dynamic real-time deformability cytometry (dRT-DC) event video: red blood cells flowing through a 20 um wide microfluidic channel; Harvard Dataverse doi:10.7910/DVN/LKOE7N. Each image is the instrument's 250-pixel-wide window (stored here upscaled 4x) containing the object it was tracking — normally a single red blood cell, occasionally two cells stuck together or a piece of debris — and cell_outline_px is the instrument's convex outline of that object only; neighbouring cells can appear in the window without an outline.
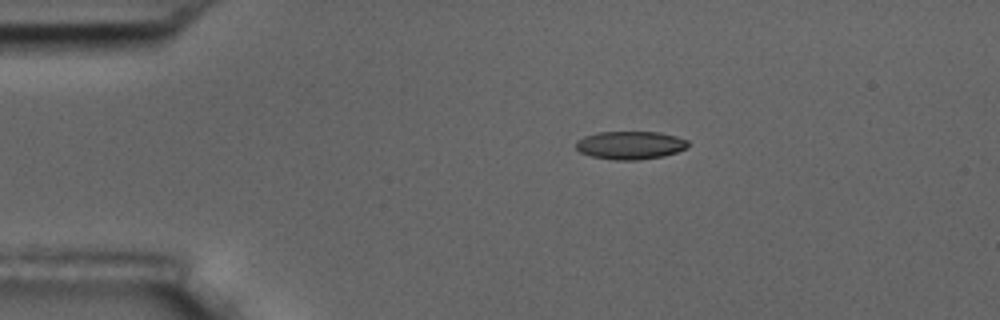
{"species": "common noctule bat (a hibernating species)", "species_latin": "Nyctalus noctula", "temperature_condition": "room temperature", "stored_images_in_passage": 9, "camera_frame_rate_fps": 3000, "um_per_image_px": 0.085, "animal": {"sex": "male", "body_mass_g": 17.5, "forearm_length_mm": 52.3}, "frame": {"image": 1, "passage_image": 1, "time_ms": 0.0, "image_size_px": [1000, 320], "cell_outline_px": [[688, 148], [664, 156], [636, 160], [616, 160], [592, 156], [580, 152], [576, 148], [576, 140], [584, 136], [596, 132], [660, 132], [676, 136], [688, 140]], "centroid_in_image_um": [53.58, 12.33], "position_along_channel_um": 31.4, "area_um2": 18.44}}
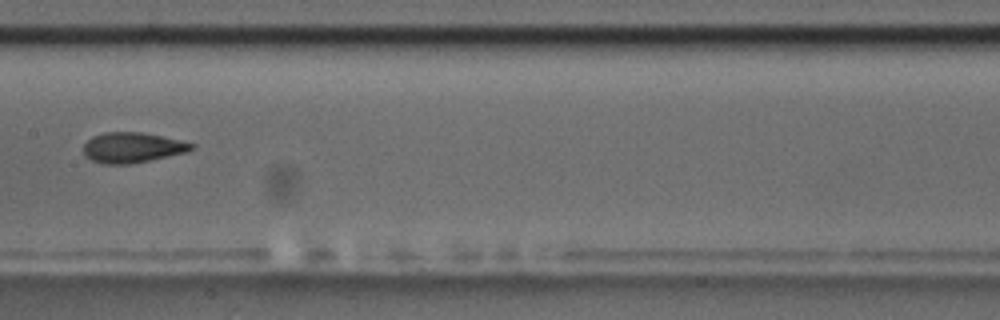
{"frame": {"image": 2, "passage_image": 6, "time_ms": 6.0, "image_size_px": [1000, 320], "cell_outline_px": [[196, 148], [184, 152], [132, 164], [104, 164], [92, 160], [84, 156], [84, 144], [92, 136], [104, 132], [140, 132], [180, 140], [196, 144]], "centroid_in_image_um": [11.23, 12.54], "position_along_channel_um": 196.2, "area_um2": 18.96}}
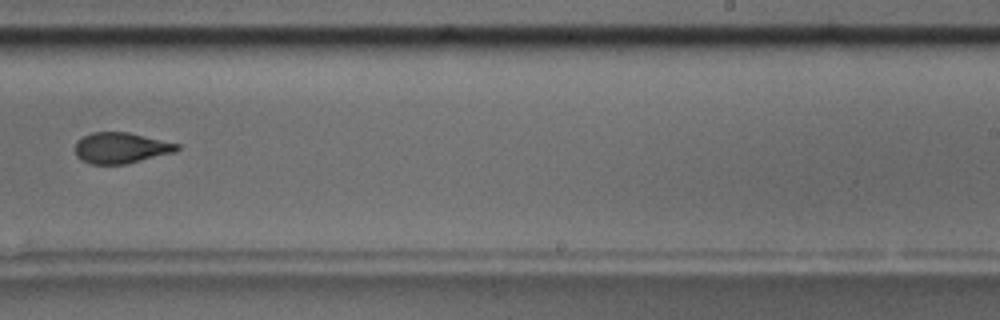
{"frame": {"image": 3, "passage_image": 8, "time_ms": 8.333, "image_size_px": [1000, 320], "cell_outline_px": [[180, 148], [172, 152], [124, 164], [92, 164], [80, 160], [76, 156], [76, 140], [92, 132], [128, 132], [180, 144]], "centroid_in_image_um": [10.23, 12.56], "position_along_channel_um": 278.8, "area_um2": 18.09}}